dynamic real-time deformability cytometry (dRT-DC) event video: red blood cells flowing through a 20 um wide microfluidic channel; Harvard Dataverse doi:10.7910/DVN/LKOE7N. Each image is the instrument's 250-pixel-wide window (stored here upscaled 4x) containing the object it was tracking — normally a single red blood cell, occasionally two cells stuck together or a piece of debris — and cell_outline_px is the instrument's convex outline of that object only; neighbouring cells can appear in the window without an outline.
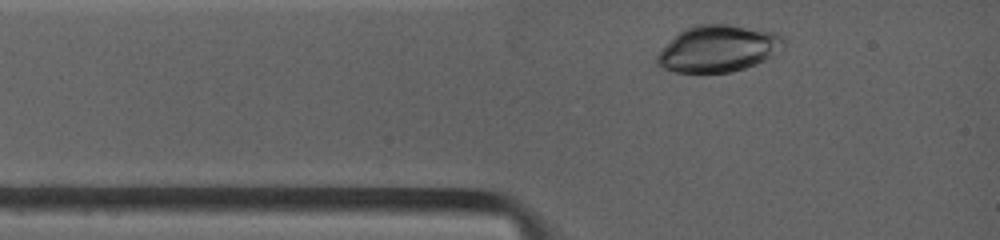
{"species": "common noctule bat (a hibernating species)", "species_latin": "Nyctalus noctula", "temperature_condition": "warm", "stored_images_in_passage": 2, "camera_frame_rate_fps": 4500, "um_per_image_px": 0.085, "animal": {"sex": "female", "body_mass_g": 19.0, "forearm_length_mm": 53.3}, "frame": {"image": 1, "passage_image": 1, "time_ms": 0.0, "image_size_px": [1000, 240], "cell_outline_px": [[784, 40], [772, 56], [756, 64], [744, 68], [728, 72], [676, 72], [664, 68], [656, 64], [656, 56], [660, 48], [684, 28], [696, 24], [728, 24], [776, 32], [784, 36]], "centroid_in_image_um": [60.99, 4.12], "position_along_channel_um": 24.0, "area_um2": 34.28}}